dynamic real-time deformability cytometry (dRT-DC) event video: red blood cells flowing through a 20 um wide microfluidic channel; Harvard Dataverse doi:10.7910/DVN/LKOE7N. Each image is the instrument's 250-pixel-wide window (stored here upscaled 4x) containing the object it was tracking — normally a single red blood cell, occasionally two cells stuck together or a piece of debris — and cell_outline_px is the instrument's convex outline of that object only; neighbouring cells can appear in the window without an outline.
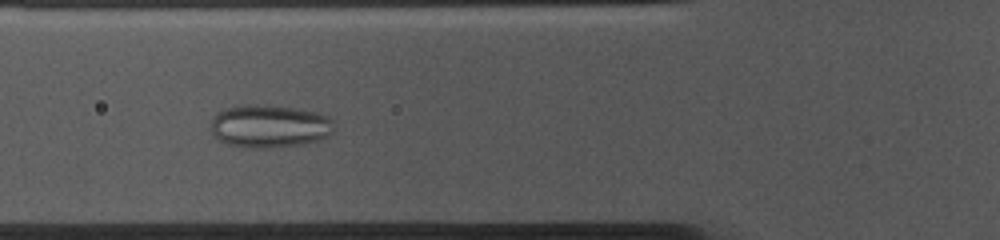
{"species": "common noctule bat (a hibernating species)", "species_latin": "Nyctalus noctula", "temperature_condition": "cold", "stored_images_in_passage": 53, "camera_frame_rate_fps": 3000, "um_per_image_px": 0.085, "animal": {"sex": "female", "body_mass_g": 10.0, "forearm_length_mm": 53.1}, "frame": {"image": 1, "passage_image": 18, "time_ms": 5.667, "image_size_px": [1000, 240], "cell_outline_px": [[336, 128], [328, 136], [320, 140], [304, 144], [272, 148], [244, 148], [228, 144], [216, 140], [212, 132], [212, 120], [216, 112], [224, 108], [244, 104], [264, 104], [296, 108], [316, 112], [328, 116], [332, 120]], "centroid_in_image_um": [22.91, 10.73], "position_along_channel_um": 102.9, "area_um2": 31.5}}
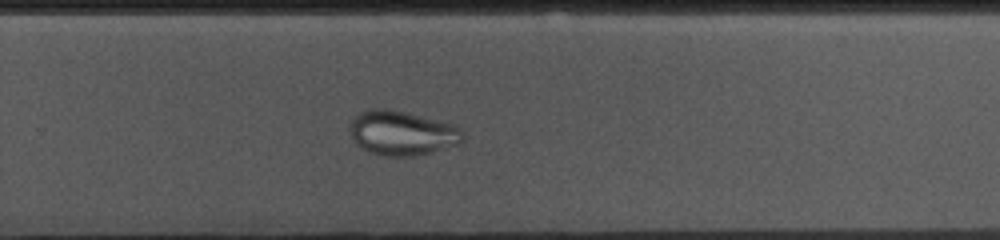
{"frame": {"image": 2, "passage_image": 34, "time_ms": 11.0, "image_size_px": [1000, 240], "cell_outline_px": [[464, 140], [460, 144], [412, 156], [388, 156], [368, 152], [356, 144], [352, 136], [352, 120], [360, 112], [368, 108], [388, 108], [408, 112], [452, 124], [460, 128], [464, 132]], "centroid_in_image_um": [34.2, 11.29], "position_along_channel_um": 295.6, "area_um2": 29.19}}
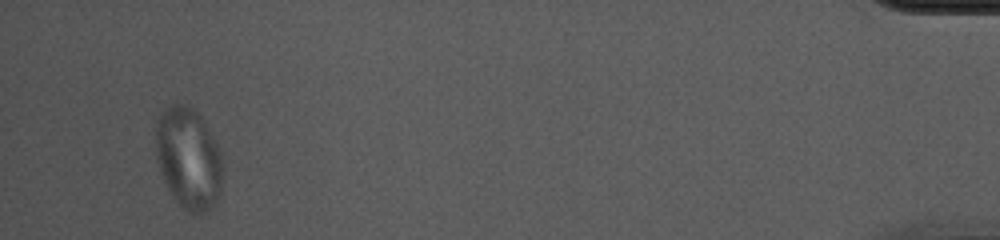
{"frame": {"image": 3, "passage_image": 51, "time_ms": 16.667, "image_size_px": [1000, 240], "cell_outline_px": [[220, 192], [216, 204], [204, 212], [188, 212], [172, 196], [160, 172], [156, 156], [156, 128], [160, 116], [172, 104], [184, 104], [192, 108], [204, 120], [220, 152]], "centroid_in_image_um": [16.0, 13.46], "position_along_channel_um": 419.2, "area_um2": 38.73}}